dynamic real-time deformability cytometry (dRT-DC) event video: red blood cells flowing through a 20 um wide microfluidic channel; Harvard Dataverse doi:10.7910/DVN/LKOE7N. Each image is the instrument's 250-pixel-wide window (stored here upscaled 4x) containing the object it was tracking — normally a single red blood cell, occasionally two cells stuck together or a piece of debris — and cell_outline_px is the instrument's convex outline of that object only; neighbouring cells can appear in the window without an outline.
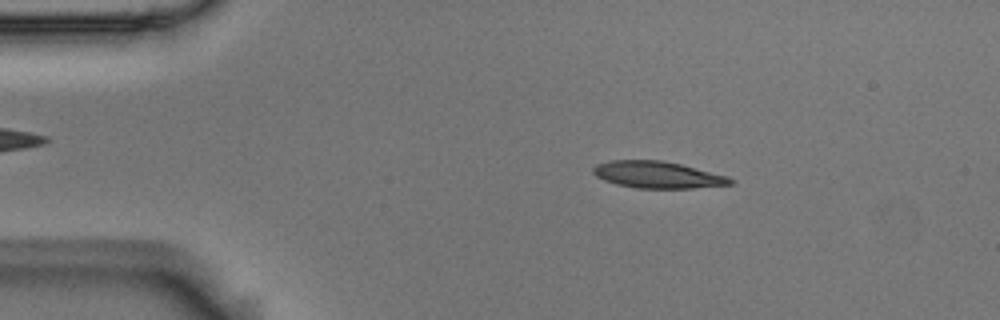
{"species": "Egyptian fruit bat (a non-hibernating species)", "species_latin": "Rousettus aegyptiacus", "temperature_condition": "room temperature", "stored_images_in_passage": 53, "camera_frame_rate_fps": 3000, "um_per_image_px": 0.085, "animal": {"sex": "male"}, "frame": {"image": 1, "passage_image": 8, "time_ms": 2.333, "image_size_px": [1000, 320], "cell_outline_px": [[736, 180], [732, 184], [692, 188], [636, 188], [616, 184], [604, 180], [596, 176], [592, 172], [592, 168], [596, 164], [608, 160], [664, 160], [728, 176]], "centroid_in_image_um": [55.87, 14.85], "position_along_channel_um": 29.1, "area_um2": 21.5}}
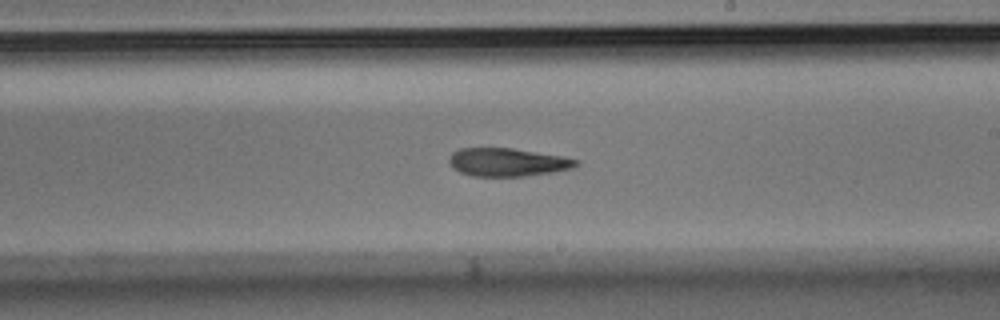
{"frame": {"image": 2, "passage_image": 30, "time_ms": 9.667, "image_size_px": [1000, 320], "cell_outline_px": [[580, 164], [572, 168], [552, 172], [524, 176], [472, 176], [460, 172], [452, 168], [448, 164], [448, 160], [452, 152], [460, 148], [512, 148], [564, 156], [580, 160]], "centroid_in_image_um": [43.13, 13.78], "position_along_channel_um": 245.9, "area_um2": 21.04}}
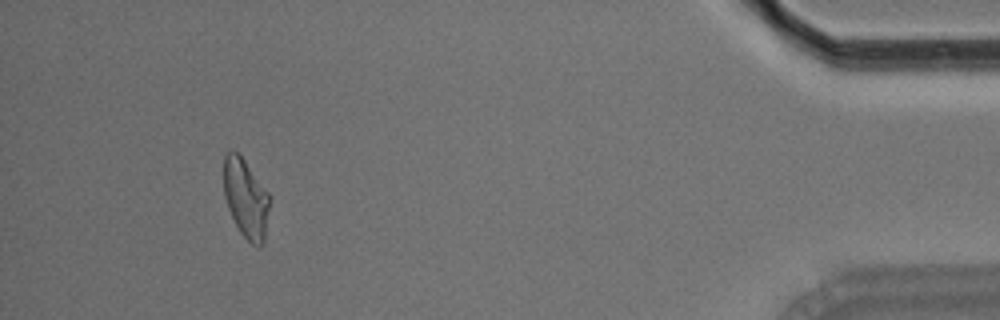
{"frame": {"image": 3, "passage_image": 49, "time_ms": 16.0, "image_size_px": [1000, 320], "cell_outline_px": [[268, 208], [264, 240], [260, 244], [252, 244], [240, 232], [228, 208], [224, 196], [224, 156], [232, 148], [244, 160], [268, 192]], "centroid_in_image_um": [20.86, 16.82], "position_along_channel_um": 414.3, "area_um2": 20.46}, "authors_computed_cell_mechanics": {"area_um2": 21.6172, "velocity_mm_per_s": 3.6713, "shape_relaxation_time_tau1_ms": null, "shape_relaxation_time_tau2_ms": 11.0208, "deformation_change_tau1": null, "deformation_change_tau2": 0.2285}}